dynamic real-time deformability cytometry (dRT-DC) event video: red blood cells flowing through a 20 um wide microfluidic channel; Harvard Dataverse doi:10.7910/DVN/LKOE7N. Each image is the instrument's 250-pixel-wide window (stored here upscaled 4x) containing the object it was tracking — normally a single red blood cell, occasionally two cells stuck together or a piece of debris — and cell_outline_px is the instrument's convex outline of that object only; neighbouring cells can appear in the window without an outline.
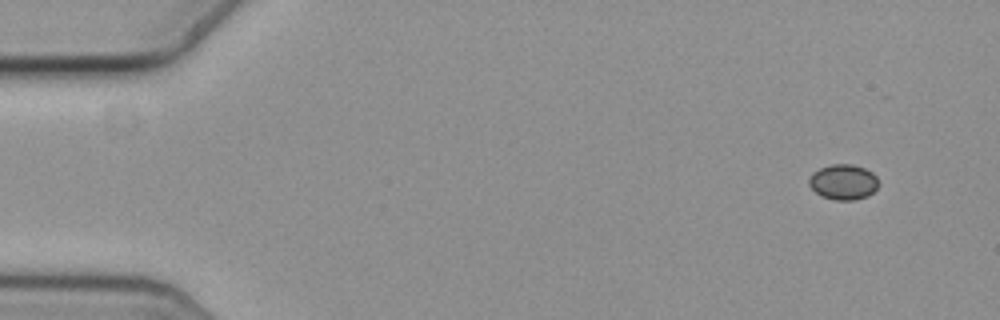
{"species": "common noctule bat (a hibernating species)", "species_latin": "Nyctalus noctula", "temperature_condition": "cold", "stored_images_in_passage": 54, "camera_frame_rate_fps": 3000, "um_per_image_px": 0.085, "animal": {"sex": "female", "body_mass_g": 19.3, "forearm_length_mm": 54.1}, "frame": {"image": 1, "passage_image": 1, "time_ms": 0.0, "image_size_px": [1000, 320], "cell_outline_px": [[876, 188], [868, 196], [852, 200], [836, 200], [820, 196], [808, 184], [808, 180], [812, 172], [820, 168], [832, 164], [852, 164], [864, 168], [872, 172], [876, 176]], "centroid_in_image_um": [71.64, 15.46], "position_along_channel_um": 13.4, "area_um2": 14.22}}
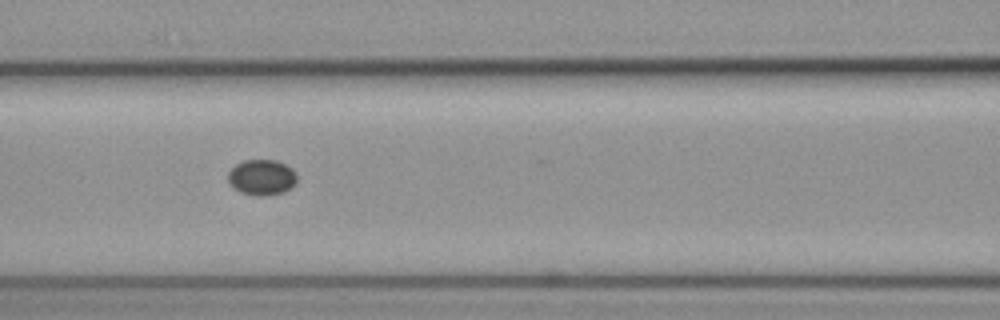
{"frame": {"image": 2, "passage_image": 22, "time_ms": 7.0, "image_size_px": [1000, 320], "cell_outline_px": [[296, 184], [292, 188], [284, 192], [268, 196], [256, 196], [240, 192], [228, 180], [228, 172], [236, 164], [244, 160], [276, 160], [292, 168], [296, 172]], "centroid_in_image_um": [22.29, 15.08], "position_along_channel_um": 144.3, "area_um2": 14.39}}
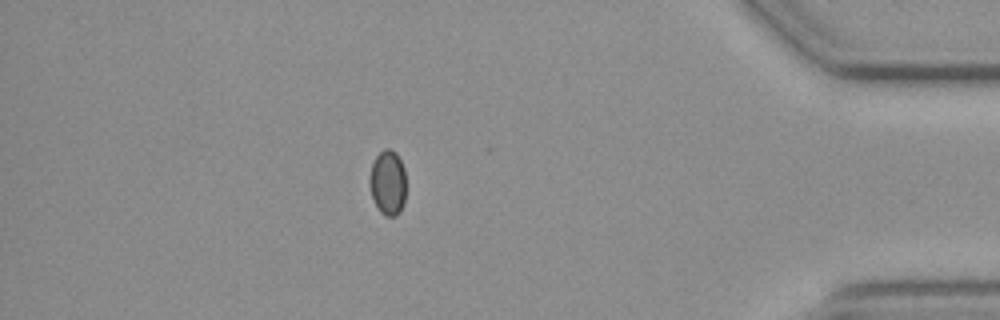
{"frame": {"image": 3, "passage_image": 47, "time_ms": 15.333, "image_size_px": [1000, 320], "cell_outline_px": [[404, 204], [400, 212], [396, 216], [384, 216], [380, 212], [372, 196], [372, 164], [376, 156], [384, 148], [388, 148], [396, 152], [404, 168]], "centroid_in_image_um": [33.0, 15.53], "position_along_channel_um": 402.2, "area_um2": 13.29}}